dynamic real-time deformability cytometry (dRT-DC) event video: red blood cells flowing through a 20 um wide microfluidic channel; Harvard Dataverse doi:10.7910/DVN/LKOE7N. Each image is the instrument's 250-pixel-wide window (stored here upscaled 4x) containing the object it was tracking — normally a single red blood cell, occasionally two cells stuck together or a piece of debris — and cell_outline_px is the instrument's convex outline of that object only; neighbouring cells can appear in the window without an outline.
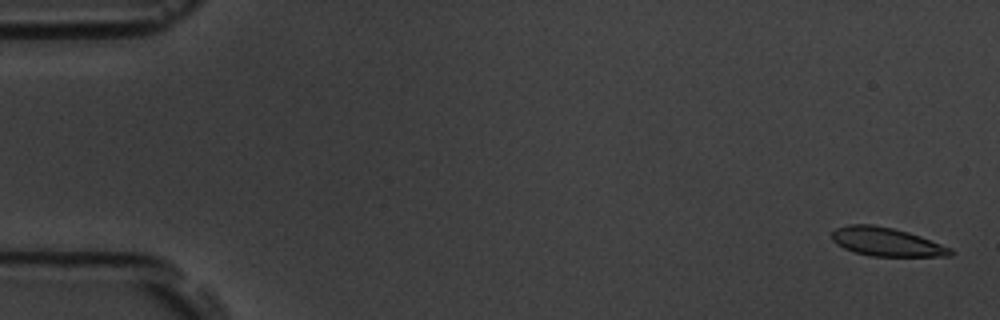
{"species": "common noctule bat (a hibernating species)", "species_latin": "Nyctalus noctula", "temperature_condition": "room temperature", "stored_images_in_passage": 54, "camera_frame_rate_fps": 3000, "um_per_image_px": 0.085, "animal": {"sex": "male", "body_mass_g": 19.5, "forearm_length_mm": 54.6}, "frame": {"image": 1, "passage_image": 2, "time_ms": 0.333, "image_size_px": [1000, 320], "cell_outline_px": [[956, 252], [952, 256], [872, 256], [856, 252], [844, 248], [836, 244], [832, 240], [832, 232], [836, 228], [848, 224], [872, 224], [892, 228], [908, 232], [920, 236], [952, 248]], "centroid_in_image_um": [75.37, 20.56], "position_along_channel_um": 9.6, "area_um2": 19.77}}
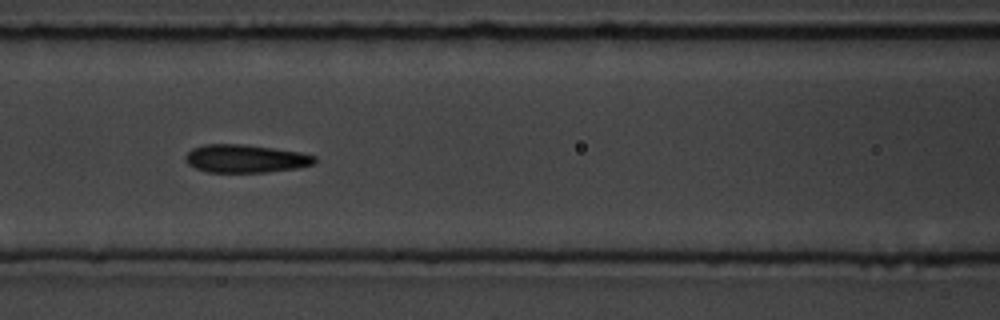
{"frame": {"image": 2, "passage_image": 24, "time_ms": 7.667, "image_size_px": [1000, 320], "cell_outline_px": [[316, 164], [296, 168], [264, 172], [208, 172], [196, 168], [188, 164], [184, 156], [192, 148], [204, 144], [244, 144], [300, 152], [316, 156]], "centroid_in_image_um": [20.87, 13.48], "position_along_channel_um": 145.7, "area_um2": 21.1}}
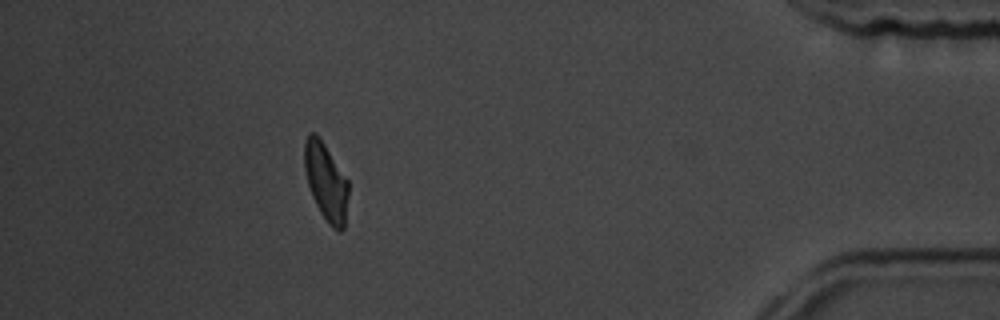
{"frame": {"image": 3, "passage_image": 49, "time_ms": 16.0, "image_size_px": [1000, 320], "cell_outline_px": [[348, 196], [344, 228], [340, 232], [332, 228], [328, 224], [320, 212], [312, 196], [308, 184], [304, 168], [304, 140], [308, 132], [316, 132], [348, 180]], "centroid_in_image_um": [27.69, 15.44], "position_along_channel_um": 407.5, "area_um2": 19.94}, "authors_computed_cell_mechanics": {"area_um2": 20.4323, "velocity_mm_per_s": 3.7701, "shape_relaxation_time_tau1_ms": 2.5602, "shape_relaxation_time_tau2_ms": 1.5825, "deformation_change_tau1": 0.1216, "deformation_change_tau2": 0.0853}}